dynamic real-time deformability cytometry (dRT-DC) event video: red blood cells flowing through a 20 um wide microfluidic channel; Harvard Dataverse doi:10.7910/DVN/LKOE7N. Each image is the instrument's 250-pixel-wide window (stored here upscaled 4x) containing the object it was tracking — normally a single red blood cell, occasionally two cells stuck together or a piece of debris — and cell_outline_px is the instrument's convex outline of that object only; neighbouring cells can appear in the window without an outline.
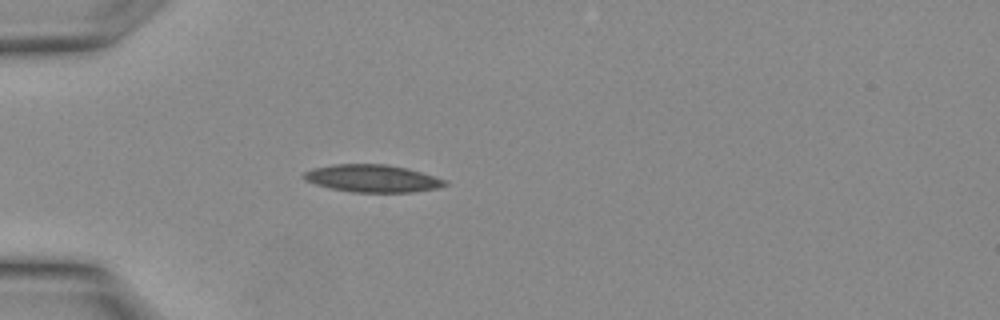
{"species": "Egyptian fruit bat (a non-hibernating species)", "species_latin": "Rousettus aegyptiacus", "temperature_condition": "warm", "stored_images_in_passage": 12, "camera_frame_rate_fps": 3000, "um_per_image_px": 0.085, "animal": {"sex": "female"}, "frame": {"image": 1, "passage_image": 4, "time_ms": 1.0, "image_size_px": [1000, 320], "cell_outline_px": [[448, 184], [436, 188], [412, 192], [352, 192], [328, 188], [304, 180], [304, 172], [312, 168], [336, 164], [388, 164], [408, 168], [444, 180]], "centroid_in_image_um": [31.61, 15.16], "position_along_channel_um": 53.4, "area_um2": 22.43}}
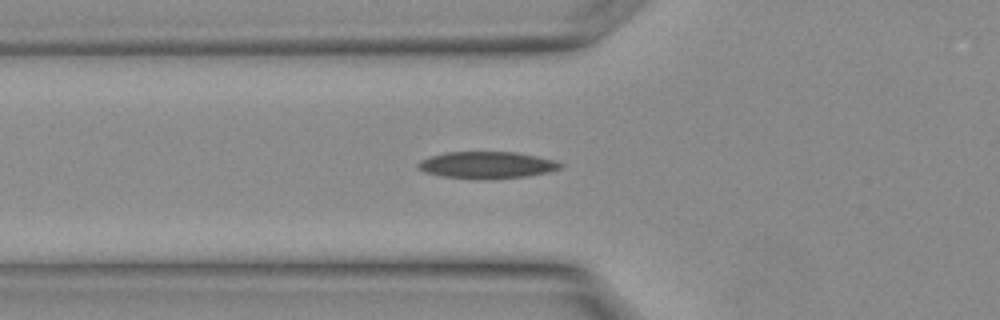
{"frame": {"image": 2, "passage_image": 6, "time_ms": 1.667, "image_size_px": [1000, 320], "cell_outline_px": [[564, 164], [560, 168], [548, 172], [528, 176], [492, 180], [480, 180], [440, 176], [424, 172], [416, 168], [416, 164], [420, 160], [444, 152], [516, 152], [556, 160]], "centroid_in_image_um": [41.37, 14.04], "position_along_channel_um": 84.4, "area_um2": 22.72}}